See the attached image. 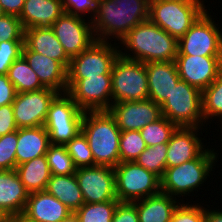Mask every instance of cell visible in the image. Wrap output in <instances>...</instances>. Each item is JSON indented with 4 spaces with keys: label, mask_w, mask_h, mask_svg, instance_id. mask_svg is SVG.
I'll return each instance as SVG.
<instances>
[{
    "label": "cell",
    "mask_w": 222,
    "mask_h": 222,
    "mask_svg": "<svg viewBox=\"0 0 222 222\" xmlns=\"http://www.w3.org/2000/svg\"><path fill=\"white\" fill-rule=\"evenodd\" d=\"M6 215L0 210V222H4Z\"/></svg>",
    "instance_id": "f907efd6"
},
{
    "label": "cell",
    "mask_w": 222,
    "mask_h": 222,
    "mask_svg": "<svg viewBox=\"0 0 222 222\" xmlns=\"http://www.w3.org/2000/svg\"><path fill=\"white\" fill-rule=\"evenodd\" d=\"M205 3V0H150L148 19L178 41L207 10L209 6Z\"/></svg>",
    "instance_id": "5b68a950"
},
{
    "label": "cell",
    "mask_w": 222,
    "mask_h": 222,
    "mask_svg": "<svg viewBox=\"0 0 222 222\" xmlns=\"http://www.w3.org/2000/svg\"><path fill=\"white\" fill-rule=\"evenodd\" d=\"M177 43L172 35L148 19L129 31L118 46L121 57L148 63L175 61Z\"/></svg>",
    "instance_id": "7a4b0ae2"
},
{
    "label": "cell",
    "mask_w": 222,
    "mask_h": 222,
    "mask_svg": "<svg viewBox=\"0 0 222 222\" xmlns=\"http://www.w3.org/2000/svg\"><path fill=\"white\" fill-rule=\"evenodd\" d=\"M24 40L0 42V75H7L13 62L22 55Z\"/></svg>",
    "instance_id": "ab89813d"
},
{
    "label": "cell",
    "mask_w": 222,
    "mask_h": 222,
    "mask_svg": "<svg viewBox=\"0 0 222 222\" xmlns=\"http://www.w3.org/2000/svg\"><path fill=\"white\" fill-rule=\"evenodd\" d=\"M17 130L0 136V170H15Z\"/></svg>",
    "instance_id": "f35d334b"
},
{
    "label": "cell",
    "mask_w": 222,
    "mask_h": 222,
    "mask_svg": "<svg viewBox=\"0 0 222 222\" xmlns=\"http://www.w3.org/2000/svg\"><path fill=\"white\" fill-rule=\"evenodd\" d=\"M4 222H31V221L27 219L23 214H18V215L6 216Z\"/></svg>",
    "instance_id": "c3c4849f"
},
{
    "label": "cell",
    "mask_w": 222,
    "mask_h": 222,
    "mask_svg": "<svg viewBox=\"0 0 222 222\" xmlns=\"http://www.w3.org/2000/svg\"><path fill=\"white\" fill-rule=\"evenodd\" d=\"M22 56L44 87L67 92V69L59 61L33 51H22Z\"/></svg>",
    "instance_id": "ffe728a7"
},
{
    "label": "cell",
    "mask_w": 222,
    "mask_h": 222,
    "mask_svg": "<svg viewBox=\"0 0 222 222\" xmlns=\"http://www.w3.org/2000/svg\"><path fill=\"white\" fill-rule=\"evenodd\" d=\"M149 4L150 0H99L91 20L96 40L119 42L136 25L148 20Z\"/></svg>",
    "instance_id": "6da1fadb"
},
{
    "label": "cell",
    "mask_w": 222,
    "mask_h": 222,
    "mask_svg": "<svg viewBox=\"0 0 222 222\" xmlns=\"http://www.w3.org/2000/svg\"><path fill=\"white\" fill-rule=\"evenodd\" d=\"M14 85L7 75H0V106L12 104L16 97Z\"/></svg>",
    "instance_id": "f6af8a7d"
},
{
    "label": "cell",
    "mask_w": 222,
    "mask_h": 222,
    "mask_svg": "<svg viewBox=\"0 0 222 222\" xmlns=\"http://www.w3.org/2000/svg\"><path fill=\"white\" fill-rule=\"evenodd\" d=\"M209 12L210 8L178 40L177 55L222 56V26Z\"/></svg>",
    "instance_id": "9c48e42d"
},
{
    "label": "cell",
    "mask_w": 222,
    "mask_h": 222,
    "mask_svg": "<svg viewBox=\"0 0 222 222\" xmlns=\"http://www.w3.org/2000/svg\"><path fill=\"white\" fill-rule=\"evenodd\" d=\"M62 222H80L76 212L69 213V215Z\"/></svg>",
    "instance_id": "681fc988"
},
{
    "label": "cell",
    "mask_w": 222,
    "mask_h": 222,
    "mask_svg": "<svg viewBox=\"0 0 222 222\" xmlns=\"http://www.w3.org/2000/svg\"><path fill=\"white\" fill-rule=\"evenodd\" d=\"M164 117L177 127H205L202 114V91L179 80L170 96L160 106Z\"/></svg>",
    "instance_id": "8992f818"
},
{
    "label": "cell",
    "mask_w": 222,
    "mask_h": 222,
    "mask_svg": "<svg viewBox=\"0 0 222 222\" xmlns=\"http://www.w3.org/2000/svg\"><path fill=\"white\" fill-rule=\"evenodd\" d=\"M65 146L76 168L95 166L87 138L82 131Z\"/></svg>",
    "instance_id": "d590c367"
},
{
    "label": "cell",
    "mask_w": 222,
    "mask_h": 222,
    "mask_svg": "<svg viewBox=\"0 0 222 222\" xmlns=\"http://www.w3.org/2000/svg\"><path fill=\"white\" fill-rule=\"evenodd\" d=\"M186 202H181L174 210L170 222H205V204L197 203L194 201L191 203V199L186 198ZM188 202V203H187Z\"/></svg>",
    "instance_id": "74e56055"
},
{
    "label": "cell",
    "mask_w": 222,
    "mask_h": 222,
    "mask_svg": "<svg viewBox=\"0 0 222 222\" xmlns=\"http://www.w3.org/2000/svg\"><path fill=\"white\" fill-rule=\"evenodd\" d=\"M181 80L203 91L222 71V56L176 55Z\"/></svg>",
    "instance_id": "9a60e30c"
},
{
    "label": "cell",
    "mask_w": 222,
    "mask_h": 222,
    "mask_svg": "<svg viewBox=\"0 0 222 222\" xmlns=\"http://www.w3.org/2000/svg\"><path fill=\"white\" fill-rule=\"evenodd\" d=\"M3 15H5V13H4L3 9H2V6L0 5V17L3 16Z\"/></svg>",
    "instance_id": "816d5d0a"
},
{
    "label": "cell",
    "mask_w": 222,
    "mask_h": 222,
    "mask_svg": "<svg viewBox=\"0 0 222 222\" xmlns=\"http://www.w3.org/2000/svg\"><path fill=\"white\" fill-rule=\"evenodd\" d=\"M146 148L145 140L142 138L140 131H121L119 143L120 162L135 161Z\"/></svg>",
    "instance_id": "e575fe53"
},
{
    "label": "cell",
    "mask_w": 222,
    "mask_h": 222,
    "mask_svg": "<svg viewBox=\"0 0 222 222\" xmlns=\"http://www.w3.org/2000/svg\"><path fill=\"white\" fill-rule=\"evenodd\" d=\"M166 153L167 143L150 146L139 155L135 162L161 179L166 169Z\"/></svg>",
    "instance_id": "1f68e13d"
},
{
    "label": "cell",
    "mask_w": 222,
    "mask_h": 222,
    "mask_svg": "<svg viewBox=\"0 0 222 222\" xmlns=\"http://www.w3.org/2000/svg\"><path fill=\"white\" fill-rule=\"evenodd\" d=\"M119 201L84 203L76 214L80 222H111Z\"/></svg>",
    "instance_id": "d6a6232c"
},
{
    "label": "cell",
    "mask_w": 222,
    "mask_h": 222,
    "mask_svg": "<svg viewBox=\"0 0 222 222\" xmlns=\"http://www.w3.org/2000/svg\"><path fill=\"white\" fill-rule=\"evenodd\" d=\"M9 40H24V28L17 16L5 14L0 17V42Z\"/></svg>",
    "instance_id": "60d3db41"
},
{
    "label": "cell",
    "mask_w": 222,
    "mask_h": 222,
    "mask_svg": "<svg viewBox=\"0 0 222 222\" xmlns=\"http://www.w3.org/2000/svg\"><path fill=\"white\" fill-rule=\"evenodd\" d=\"M202 114L206 127L207 124L211 125V123H213V119L222 122V71L218 77L202 91Z\"/></svg>",
    "instance_id": "f546056e"
},
{
    "label": "cell",
    "mask_w": 222,
    "mask_h": 222,
    "mask_svg": "<svg viewBox=\"0 0 222 222\" xmlns=\"http://www.w3.org/2000/svg\"><path fill=\"white\" fill-rule=\"evenodd\" d=\"M59 92L42 88L17 93L12 103L14 119L18 128L44 126L51 102Z\"/></svg>",
    "instance_id": "4fadbf2b"
},
{
    "label": "cell",
    "mask_w": 222,
    "mask_h": 222,
    "mask_svg": "<svg viewBox=\"0 0 222 222\" xmlns=\"http://www.w3.org/2000/svg\"><path fill=\"white\" fill-rule=\"evenodd\" d=\"M17 129L12 104L0 106V136L12 133Z\"/></svg>",
    "instance_id": "ee69618b"
},
{
    "label": "cell",
    "mask_w": 222,
    "mask_h": 222,
    "mask_svg": "<svg viewBox=\"0 0 222 222\" xmlns=\"http://www.w3.org/2000/svg\"><path fill=\"white\" fill-rule=\"evenodd\" d=\"M66 93L84 112L108 111L112 105L111 74L67 78Z\"/></svg>",
    "instance_id": "30bf717a"
},
{
    "label": "cell",
    "mask_w": 222,
    "mask_h": 222,
    "mask_svg": "<svg viewBox=\"0 0 222 222\" xmlns=\"http://www.w3.org/2000/svg\"><path fill=\"white\" fill-rule=\"evenodd\" d=\"M118 43L95 41L89 48L70 60L67 78H88L111 74L112 66L120 55Z\"/></svg>",
    "instance_id": "8fae6325"
},
{
    "label": "cell",
    "mask_w": 222,
    "mask_h": 222,
    "mask_svg": "<svg viewBox=\"0 0 222 222\" xmlns=\"http://www.w3.org/2000/svg\"><path fill=\"white\" fill-rule=\"evenodd\" d=\"M50 145V138L44 126L18 128L17 165L45 155Z\"/></svg>",
    "instance_id": "cb8c5ba5"
},
{
    "label": "cell",
    "mask_w": 222,
    "mask_h": 222,
    "mask_svg": "<svg viewBox=\"0 0 222 222\" xmlns=\"http://www.w3.org/2000/svg\"><path fill=\"white\" fill-rule=\"evenodd\" d=\"M132 203L136 206L139 222H170L181 202L160 192Z\"/></svg>",
    "instance_id": "d4e9b609"
},
{
    "label": "cell",
    "mask_w": 222,
    "mask_h": 222,
    "mask_svg": "<svg viewBox=\"0 0 222 222\" xmlns=\"http://www.w3.org/2000/svg\"><path fill=\"white\" fill-rule=\"evenodd\" d=\"M108 111L120 131H140L162 116L160 105L150 99L112 103Z\"/></svg>",
    "instance_id": "2e32d148"
},
{
    "label": "cell",
    "mask_w": 222,
    "mask_h": 222,
    "mask_svg": "<svg viewBox=\"0 0 222 222\" xmlns=\"http://www.w3.org/2000/svg\"><path fill=\"white\" fill-rule=\"evenodd\" d=\"M148 78V99L162 105L180 80L175 61L145 63Z\"/></svg>",
    "instance_id": "ac0fdd59"
},
{
    "label": "cell",
    "mask_w": 222,
    "mask_h": 222,
    "mask_svg": "<svg viewBox=\"0 0 222 222\" xmlns=\"http://www.w3.org/2000/svg\"><path fill=\"white\" fill-rule=\"evenodd\" d=\"M220 125H221V127H222V122L221 123H219ZM220 126H219V128H220V131H221V133H222V128H221ZM219 136H221L222 137V135H219ZM220 141H222V139L220 140ZM220 145H222V143H219ZM222 147V146H221Z\"/></svg>",
    "instance_id": "f5cc1de1"
},
{
    "label": "cell",
    "mask_w": 222,
    "mask_h": 222,
    "mask_svg": "<svg viewBox=\"0 0 222 222\" xmlns=\"http://www.w3.org/2000/svg\"><path fill=\"white\" fill-rule=\"evenodd\" d=\"M112 103L148 99L149 88L145 63L120 55L111 69Z\"/></svg>",
    "instance_id": "52a82bcc"
},
{
    "label": "cell",
    "mask_w": 222,
    "mask_h": 222,
    "mask_svg": "<svg viewBox=\"0 0 222 222\" xmlns=\"http://www.w3.org/2000/svg\"><path fill=\"white\" fill-rule=\"evenodd\" d=\"M15 170L29 193L46 190L51 176L46 155L17 165Z\"/></svg>",
    "instance_id": "4316f807"
},
{
    "label": "cell",
    "mask_w": 222,
    "mask_h": 222,
    "mask_svg": "<svg viewBox=\"0 0 222 222\" xmlns=\"http://www.w3.org/2000/svg\"><path fill=\"white\" fill-rule=\"evenodd\" d=\"M25 0H0V5L5 14L19 17Z\"/></svg>",
    "instance_id": "bcb514c9"
},
{
    "label": "cell",
    "mask_w": 222,
    "mask_h": 222,
    "mask_svg": "<svg viewBox=\"0 0 222 222\" xmlns=\"http://www.w3.org/2000/svg\"><path fill=\"white\" fill-rule=\"evenodd\" d=\"M111 222H139L136 206L131 202H119Z\"/></svg>",
    "instance_id": "7bdbcfd3"
},
{
    "label": "cell",
    "mask_w": 222,
    "mask_h": 222,
    "mask_svg": "<svg viewBox=\"0 0 222 222\" xmlns=\"http://www.w3.org/2000/svg\"><path fill=\"white\" fill-rule=\"evenodd\" d=\"M82 122L45 123L50 144L66 145L72 138L81 132Z\"/></svg>",
    "instance_id": "8d00e7d4"
},
{
    "label": "cell",
    "mask_w": 222,
    "mask_h": 222,
    "mask_svg": "<svg viewBox=\"0 0 222 222\" xmlns=\"http://www.w3.org/2000/svg\"><path fill=\"white\" fill-rule=\"evenodd\" d=\"M65 13L92 20L99 0H61Z\"/></svg>",
    "instance_id": "b9f144b4"
},
{
    "label": "cell",
    "mask_w": 222,
    "mask_h": 222,
    "mask_svg": "<svg viewBox=\"0 0 222 222\" xmlns=\"http://www.w3.org/2000/svg\"><path fill=\"white\" fill-rule=\"evenodd\" d=\"M71 210L46 190L29 193L23 215L31 222H62Z\"/></svg>",
    "instance_id": "d6986e66"
},
{
    "label": "cell",
    "mask_w": 222,
    "mask_h": 222,
    "mask_svg": "<svg viewBox=\"0 0 222 222\" xmlns=\"http://www.w3.org/2000/svg\"><path fill=\"white\" fill-rule=\"evenodd\" d=\"M22 51H33L55 59L66 69H68L71 60L51 27L44 26L25 29Z\"/></svg>",
    "instance_id": "44dd1931"
},
{
    "label": "cell",
    "mask_w": 222,
    "mask_h": 222,
    "mask_svg": "<svg viewBox=\"0 0 222 222\" xmlns=\"http://www.w3.org/2000/svg\"><path fill=\"white\" fill-rule=\"evenodd\" d=\"M177 126L163 115L156 121L147 124L140 130L146 146L168 143Z\"/></svg>",
    "instance_id": "4dcf8cb0"
},
{
    "label": "cell",
    "mask_w": 222,
    "mask_h": 222,
    "mask_svg": "<svg viewBox=\"0 0 222 222\" xmlns=\"http://www.w3.org/2000/svg\"><path fill=\"white\" fill-rule=\"evenodd\" d=\"M216 152L215 147L214 149L210 147L194 160L166 168L161 178V192L178 199L180 202H185L184 197L187 195L192 198L195 195L194 191L197 194L198 190H202L200 187L207 183V178L211 177L210 174L212 177L216 175L213 172L216 170V164L219 160L218 150Z\"/></svg>",
    "instance_id": "3957f363"
},
{
    "label": "cell",
    "mask_w": 222,
    "mask_h": 222,
    "mask_svg": "<svg viewBox=\"0 0 222 222\" xmlns=\"http://www.w3.org/2000/svg\"><path fill=\"white\" fill-rule=\"evenodd\" d=\"M211 205V209L209 208L210 206L207 204V208L205 207V215L204 219L205 222H222V210H220V207H213Z\"/></svg>",
    "instance_id": "7dc6e473"
},
{
    "label": "cell",
    "mask_w": 222,
    "mask_h": 222,
    "mask_svg": "<svg viewBox=\"0 0 222 222\" xmlns=\"http://www.w3.org/2000/svg\"><path fill=\"white\" fill-rule=\"evenodd\" d=\"M202 130L199 127H177L167 143L166 168L194 160L210 147L202 142L205 139L201 137L204 136Z\"/></svg>",
    "instance_id": "e0dca14e"
},
{
    "label": "cell",
    "mask_w": 222,
    "mask_h": 222,
    "mask_svg": "<svg viewBox=\"0 0 222 222\" xmlns=\"http://www.w3.org/2000/svg\"><path fill=\"white\" fill-rule=\"evenodd\" d=\"M161 1H188V0H161Z\"/></svg>",
    "instance_id": "db71d44e"
},
{
    "label": "cell",
    "mask_w": 222,
    "mask_h": 222,
    "mask_svg": "<svg viewBox=\"0 0 222 222\" xmlns=\"http://www.w3.org/2000/svg\"><path fill=\"white\" fill-rule=\"evenodd\" d=\"M63 13L61 0H25L18 18L25 30L33 27H51Z\"/></svg>",
    "instance_id": "603a6c76"
},
{
    "label": "cell",
    "mask_w": 222,
    "mask_h": 222,
    "mask_svg": "<svg viewBox=\"0 0 222 222\" xmlns=\"http://www.w3.org/2000/svg\"><path fill=\"white\" fill-rule=\"evenodd\" d=\"M114 172L119 202L132 203L161 192V179L135 161L120 162Z\"/></svg>",
    "instance_id": "ba28073f"
},
{
    "label": "cell",
    "mask_w": 222,
    "mask_h": 222,
    "mask_svg": "<svg viewBox=\"0 0 222 222\" xmlns=\"http://www.w3.org/2000/svg\"><path fill=\"white\" fill-rule=\"evenodd\" d=\"M51 29L70 59L96 41L91 20L65 12L53 23Z\"/></svg>",
    "instance_id": "7c38bea8"
},
{
    "label": "cell",
    "mask_w": 222,
    "mask_h": 222,
    "mask_svg": "<svg viewBox=\"0 0 222 222\" xmlns=\"http://www.w3.org/2000/svg\"><path fill=\"white\" fill-rule=\"evenodd\" d=\"M46 191L56 197L72 212L78 210L85 203L75 174H51Z\"/></svg>",
    "instance_id": "484cf974"
},
{
    "label": "cell",
    "mask_w": 222,
    "mask_h": 222,
    "mask_svg": "<svg viewBox=\"0 0 222 222\" xmlns=\"http://www.w3.org/2000/svg\"><path fill=\"white\" fill-rule=\"evenodd\" d=\"M17 93L36 91L45 88L35 71L21 55L10 66L7 74Z\"/></svg>",
    "instance_id": "f1b7e54d"
},
{
    "label": "cell",
    "mask_w": 222,
    "mask_h": 222,
    "mask_svg": "<svg viewBox=\"0 0 222 222\" xmlns=\"http://www.w3.org/2000/svg\"><path fill=\"white\" fill-rule=\"evenodd\" d=\"M53 175L75 174L76 167L65 145H50L45 154Z\"/></svg>",
    "instance_id": "836d02e7"
},
{
    "label": "cell",
    "mask_w": 222,
    "mask_h": 222,
    "mask_svg": "<svg viewBox=\"0 0 222 222\" xmlns=\"http://www.w3.org/2000/svg\"><path fill=\"white\" fill-rule=\"evenodd\" d=\"M75 176L85 203L118 201L113 167L96 165L77 168Z\"/></svg>",
    "instance_id": "5bb4252c"
},
{
    "label": "cell",
    "mask_w": 222,
    "mask_h": 222,
    "mask_svg": "<svg viewBox=\"0 0 222 222\" xmlns=\"http://www.w3.org/2000/svg\"><path fill=\"white\" fill-rule=\"evenodd\" d=\"M84 113L67 93H59L50 104L45 123L82 122Z\"/></svg>",
    "instance_id": "83f0119b"
},
{
    "label": "cell",
    "mask_w": 222,
    "mask_h": 222,
    "mask_svg": "<svg viewBox=\"0 0 222 222\" xmlns=\"http://www.w3.org/2000/svg\"><path fill=\"white\" fill-rule=\"evenodd\" d=\"M81 131L87 138L95 166L114 168L120 163L121 131L109 111H86Z\"/></svg>",
    "instance_id": "277c9868"
},
{
    "label": "cell",
    "mask_w": 222,
    "mask_h": 222,
    "mask_svg": "<svg viewBox=\"0 0 222 222\" xmlns=\"http://www.w3.org/2000/svg\"><path fill=\"white\" fill-rule=\"evenodd\" d=\"M28 196L16 170H0V210L6 216L22 214Z\"/></svg>",
    "instance_id": "7402d4cb"
}]
</instances>
